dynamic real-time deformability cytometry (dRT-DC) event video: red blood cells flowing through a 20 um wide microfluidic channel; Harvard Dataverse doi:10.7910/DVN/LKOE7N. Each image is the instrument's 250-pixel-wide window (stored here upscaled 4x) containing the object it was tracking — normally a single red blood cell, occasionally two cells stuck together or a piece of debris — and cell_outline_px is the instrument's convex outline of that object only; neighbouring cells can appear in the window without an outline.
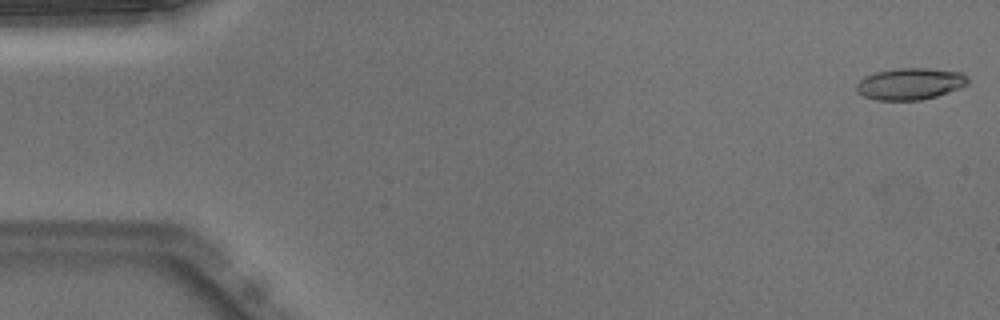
{"species": "Egyptian fruit bat (a non-hibernating species)", "species_latin": "Rousettus aegyptiacus", "temperature_condition": "warm", "stored_images_in_passage": 50, "camera_frame_rate_fps": 3000, "um_per_image_px": 0.085, "animal": {"sex": "male"}, "frame": {"image": 1, "passage_image": 1, "time_ms": 0.0, "image_size_px": [1000, 320], "cell_outline_px": [[968, 84], [936, 96], [920, 100], [876, 100], [864, 96], [856, 92], [856, 84], [864, 76], [876, 72], [896, 68], [928, 68], [960, 72], [968, 76]], "centroid_in_image_um": [77.33, 7.12], "position_along_channel_um": 7.7, "area_um2": 20.52}}
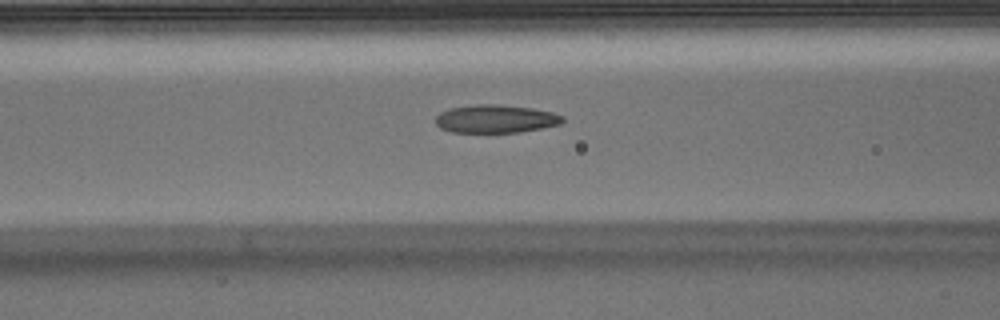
{"frame": {"image": 2, "passage_image": 20, "time_ms": 6.333, "image_size_px": [1000, 320], "cell_outline_px": [[564, 120], [560, 124], [520, 132], [452, 132], [440, 128], [436, 124], [436, 116], [440, 112], [448, 108], [472, 104], [500, 104], [532, 108], [552, 112], [564, 116]], "centroid_in_image_um": [42.11, 10.09], "position_along_channel_um": 124.5, "area_um2": 20.92}}
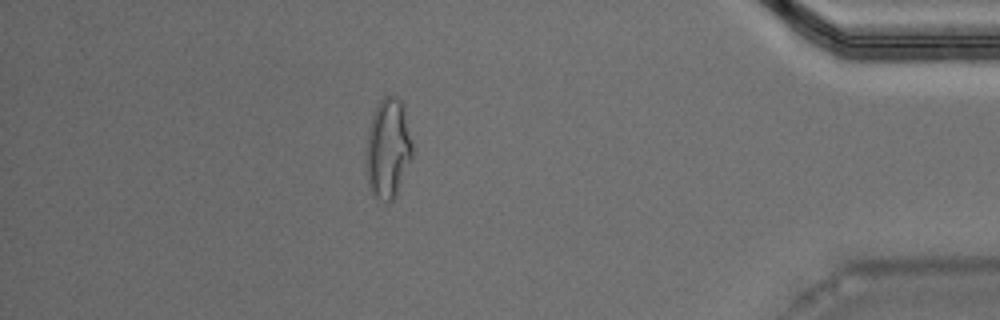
{"frame": {"image": 3, "passage_image": 44, "time_ms": 14.333, "image_size_px": [1000, 320], "cell_outline_px": [[412, 156], [396, 196], [392, 200], [388, 200], [372, 196], [368, 184], [364, 164], [364, 152], [368, 132], [372, 116], [376, 104], [384, 96], [396, 96], [404, 104], [412, 144]], "centroid_in_image_um": [32.94, 12.6], "position_along_channel_um": 402.3, "area_um2": 27.34}, "authors_computed_cell_mechanics": {"area_um2": 20.8658, "velocity_mm_per_s": 3.9992, "shape_relaxation_time_tau1_ms": null, "shape_relaxation_time_tau2_ms": 1.3615, "deformation_change_tau1": null, "deformation_change_tau2": 0.097}}